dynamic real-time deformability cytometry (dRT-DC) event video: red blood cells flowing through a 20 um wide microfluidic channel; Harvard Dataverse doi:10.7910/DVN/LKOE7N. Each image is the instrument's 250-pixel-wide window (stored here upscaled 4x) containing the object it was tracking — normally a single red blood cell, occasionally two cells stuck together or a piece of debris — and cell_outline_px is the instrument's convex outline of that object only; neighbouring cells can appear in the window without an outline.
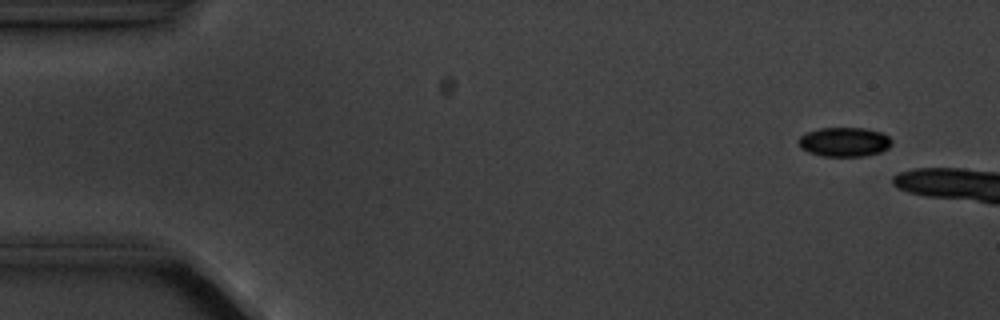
{"species": "common noctule bat (a hibernating species)", "species_latin": "Nyctalus noctula", "temperature_condition": "cold", "stored_images_in_passage": 4, "camera_frame_rate_fps": 3000, "um_per_image_px": 0.085, "animal": {"sex": "male", "body_mass_g": 20.1, "forearm_length_mm": 53.5}, "frame": {"image": 1, "passage_image": 1, "time_ms": 0.0, "image_size_px": [1000, 320], "cell_outline_px": [[892, 144], [888, 148], [880, 152], [864, 156], [820, 156], [808, 152], [800, 148], [796, 140], [800, 136], [808, 132], [820, 128], [864, 128], [880, 132], [888, 136], [892, 140]], "centroid_in_image_um": [71.74, 12.07], "position_along_channel_um": 13.3, "area_um2": 16.01}}